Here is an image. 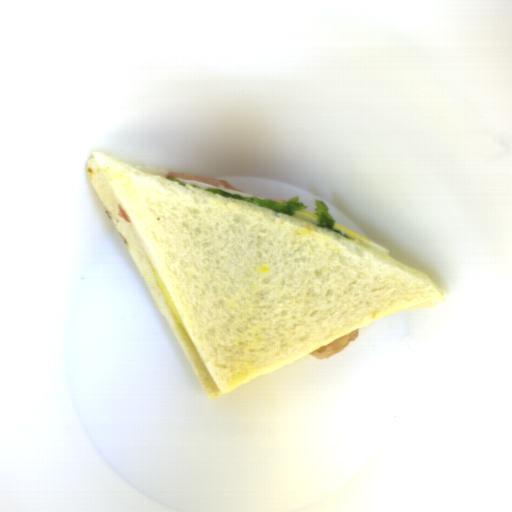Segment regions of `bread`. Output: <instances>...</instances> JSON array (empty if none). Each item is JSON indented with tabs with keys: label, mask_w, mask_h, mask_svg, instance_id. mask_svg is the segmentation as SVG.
<instances>
[{
	"label": "bread",
	"mask_w": 512,
	"mask_h": 512,
	"mask_svg": "<svg viewBox=\"0 0 512 512\" xmlns=\"http://www.w3.org/2000/svg\"><path fill=\"white\" fill-rule=\"evenodd\" d=\"M87 171L211 398L380 319L444 303L424 273L304 219L100 151Z\"/></svg>",
	"instance_id": "obj_1"
}]
</instances>
